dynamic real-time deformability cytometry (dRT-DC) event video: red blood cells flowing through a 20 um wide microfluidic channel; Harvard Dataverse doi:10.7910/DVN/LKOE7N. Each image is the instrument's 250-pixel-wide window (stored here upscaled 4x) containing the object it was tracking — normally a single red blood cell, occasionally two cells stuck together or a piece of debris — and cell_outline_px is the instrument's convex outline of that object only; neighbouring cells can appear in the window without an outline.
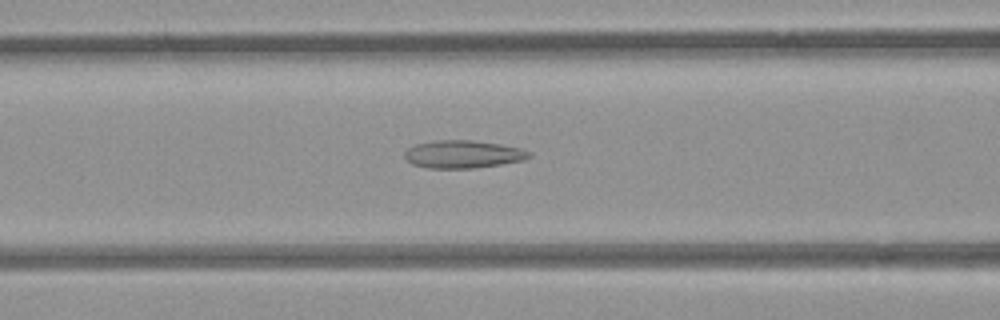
{"species": "common noctule bat (a hibernating species)", "species_latin": "Nyctalus noctula", "temperature_condition": "room temperature", "stored_images_in_passage": 43, "camera_frame_rate_fps": 3000, "um_per_image_px": 0.085, "animal": {"sex": "female", "body_mass_g": 21.9}, "frame": {"image": 1, "passage_image": 11, "time_ms": 3.333, "image_size_px": [1000, 320], "cell_outline_px": [[532, 156], [524, 160], [500, 164], [472, 168], [428, 168], [412, 164], [404, 156], [404, 152], [408, 148], [416, 144], [436, 140], [472, 140], [500, 144], [520, 148], [532, 152]], "centroid_in_image_um": [39.37, 13.1], "position_along_channel_um": 127.2, "area_um2": 20.11}}
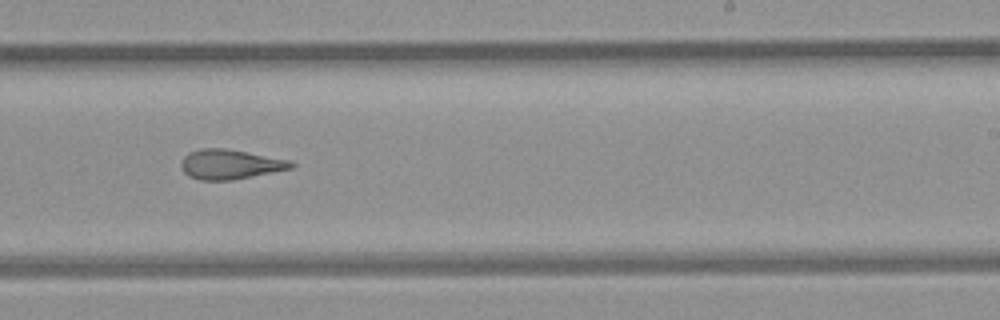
{"frame": {"image": 2, "passage_image": 22, "time_ms": 7.0, "image_size_px": [1000, 320], "cell_outline_px": [[296, 164], [292, 168], [232, 180], [200, 180], [188, 176], [184, 172], [180, 164], [184, 156], [188, 152], [200, 148], [224, 148], [288, 160]], "centroid_in_image_um": [19.5, 13.97], "position_along_channel_um": 269.5, "area_um2": 18.84}}
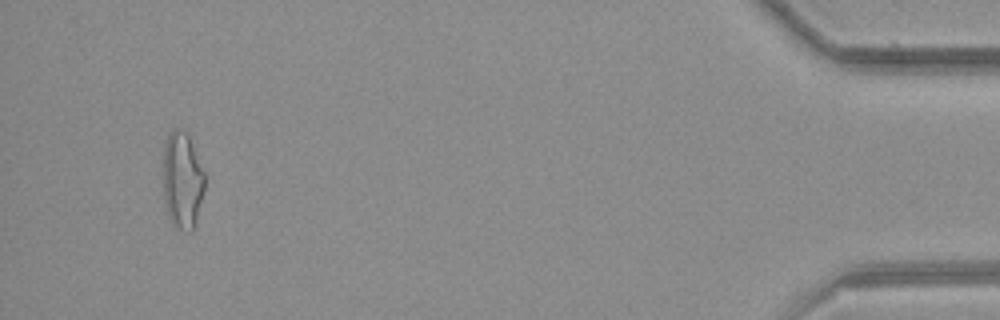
{"frame": {"image": 3, "passage_image": 40, "time_ms": 13.0, "image_size_px": [1000, 320], "cell_outline_px": [[204, 188], [196, 220], [192, 232], [188, 232], [176, 228], [172, 224], [168, 216], [164, 196], [164, 148], [168, 136], [172, 128], [180, 128], [188, 132], [204, 172]], "centroid_in_image_um": [15.5, 15.31], "position_along_channel_um": 419.7, "area_um2": 23.41}, "authors_computed_cell_mechanics": {"area_um2": 19.941, "velocity_mm_per_s": 3.881, "shape_relaxation_time_tau1_ms": null, "shape_relaxation_time_tau2_ms": 2.9119, "deformation_change_tau1": null, "deformation_change_tau2": 0.1368}}